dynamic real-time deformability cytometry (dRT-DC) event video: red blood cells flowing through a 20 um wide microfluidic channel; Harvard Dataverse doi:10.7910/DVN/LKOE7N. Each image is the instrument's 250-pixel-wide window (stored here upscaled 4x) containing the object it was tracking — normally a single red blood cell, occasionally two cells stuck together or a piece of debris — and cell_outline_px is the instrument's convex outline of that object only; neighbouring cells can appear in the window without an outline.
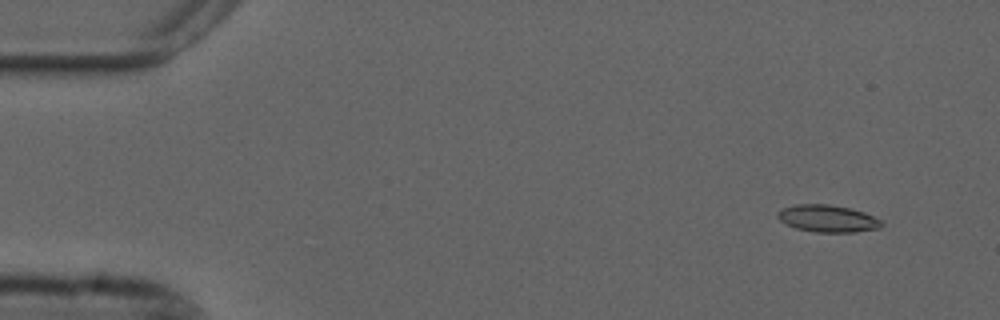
{"species": "common noctule bat (a hibernating species)", "species_latin": "Nyctalus noctula", "temperature_condition": "cold", "stored_images_in_passage": 18, "camera_frame_rate_fps": 3000, "um_per_image_px": 0.085, "animal": {"sex": "male", "forearm_length_mm": 52.5}, "frame": {"image": 1, "passage_image": 5, "time_ms": 1.333, "image_size_px": [1000, 320], "cell_outline_px": [[884, 224], [880, 228], [856, 232], [812, 232], [796, 228], [780, 220], [776, 216], [776, 212], [784, 208], [796, 204], [828, 204], [852, 208], [864, 212], [880, 220]], "centroid_in_image_um": [70.36, 18.57], "position_along_channel_um": 14.6, "area_um2": 16.47}}
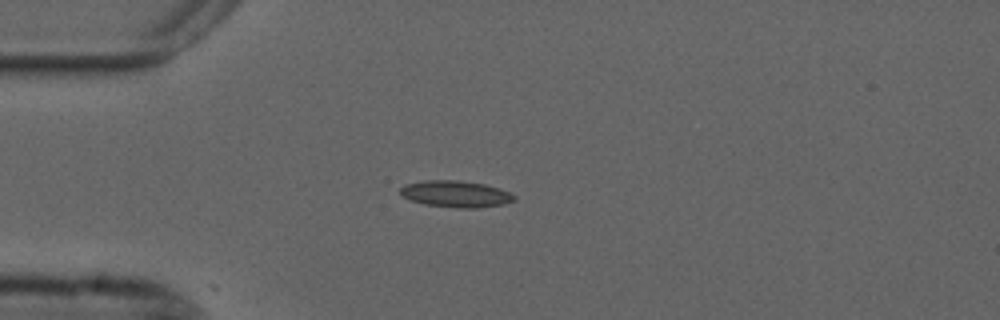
{"frame": {"image": 2, "passage_image": 15, "time_ms": 4.667, "image_size_px": [1000, 320], "cell_outline_px": [[516, 200], [500, 204], [476, 208], [460, 208], [424, 204], [412, 200], [404, 196], [400, 192], [400, 188], [404, 184], [424, 180], [460, 180], [484, 184], [500, 188], [516, 196]], "centroid_in_image_um": [38.73, 16.47], "position_along_channel_um": 46.3, "area_um2": 17.51}}